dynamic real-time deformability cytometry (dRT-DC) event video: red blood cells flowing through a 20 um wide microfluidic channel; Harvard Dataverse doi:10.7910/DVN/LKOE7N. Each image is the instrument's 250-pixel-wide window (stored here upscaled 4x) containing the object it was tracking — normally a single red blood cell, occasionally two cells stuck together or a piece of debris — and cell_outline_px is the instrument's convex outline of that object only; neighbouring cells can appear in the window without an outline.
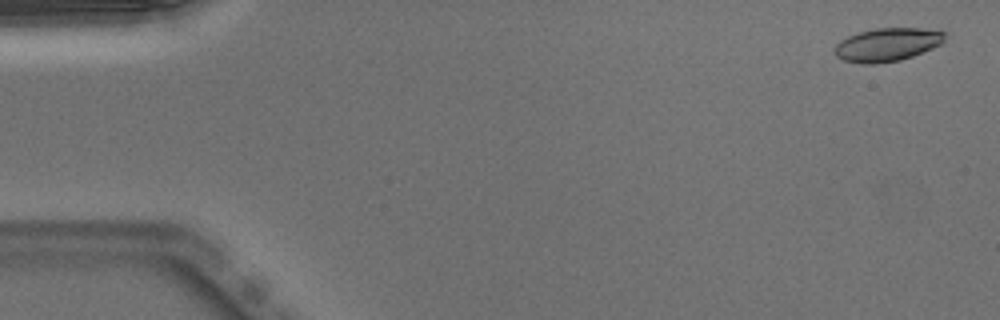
{"species": "Egyptian fruit bat (a non-hibernating species)", "species_latin": "Rousettus aegyptiacus", "temperature_condition": "warm", "stored_images_in_passage": 11, "camera_frame_rate_fps": 3000, "um_per_image_px": 0.085, "animal": {"sex": "male"}, "frame": {"image": 1, "passage_image": 2, "time_ms": 0.333, "image_size_px": [1000, 320], "cell_outline_px": [[944, 44], [912, 56], [900, 60], [876, 64], [860, 64], [844, 60], [836, 56], [832, 52], [836, 44], [840, 40], [848, 36], [872, 28], [924, 28], [944, 32]], "centroid_in_image_um": [75.4, 3.8], "position_along_channel_um": 9.6, "area_um2": 21.62}}